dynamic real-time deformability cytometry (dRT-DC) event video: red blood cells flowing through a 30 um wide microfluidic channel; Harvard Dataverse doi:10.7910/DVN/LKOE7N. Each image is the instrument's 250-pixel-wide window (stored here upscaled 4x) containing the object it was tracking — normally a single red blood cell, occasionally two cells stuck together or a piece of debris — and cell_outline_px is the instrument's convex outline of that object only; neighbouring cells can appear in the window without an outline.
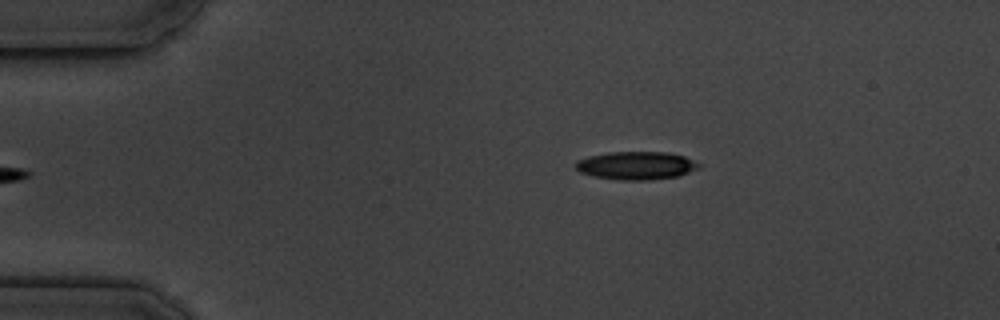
{"species": "common noctule bat (a hibernating species)", "species_latin": "Nyctalus noctula", "temperature_condition": "cold", "stored_images_in_passage": 8, "camera_frame_rate_fps": 3000, "um_per_image_px": 0.085, "animal": {"sex": "male", "body_mass_g": 19.5, "forearm_length_mm": 54.6}, "frame": {"image": 1, "passage_image": 1, "time_ms": 0.0, "image_size_px": [1000, 320], "cell_outline_px": [[704, 164], [700, 168], [676, 176], [648, 180], [620, 180], [592, 176], [580, 172], [576, 168], [576, 160], [588, 156], [608, 152], [668, 152], [684, 156]], "centroid_in_image_um": [54.09, 14.06], "position_along_channel_um": 30.9, "area_um2": 20.29}}
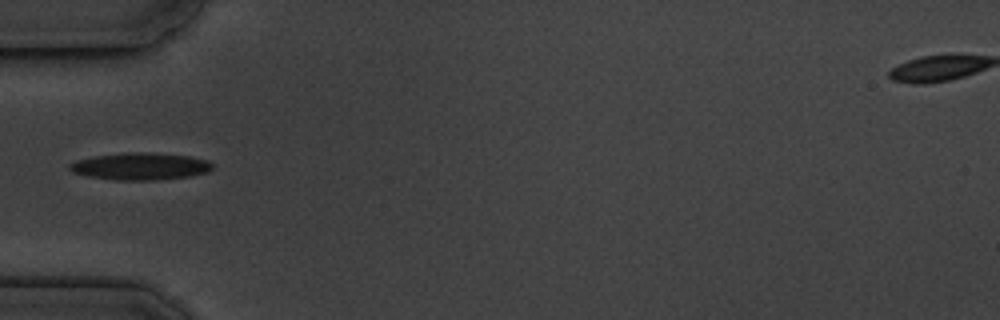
{"frame": {"image": 2, "passage_image": 3, "time_ms": 2.667, "image_size_px": [1000, 320], "cell_outline_px": [[212, 168], [208, 172], [188, 176], [152, 180], [116, 180], [88, 176], [72, 172], [68, 168], [68, 164], [76, 160], [96, 156], [132, 152], [148, 152], [188, 156], [208, 160], [212, 164]], "centroid_in_image_um": [11.91, 14.14], "position_along_channel_um": 73.1, "area_um2": 22.37}}
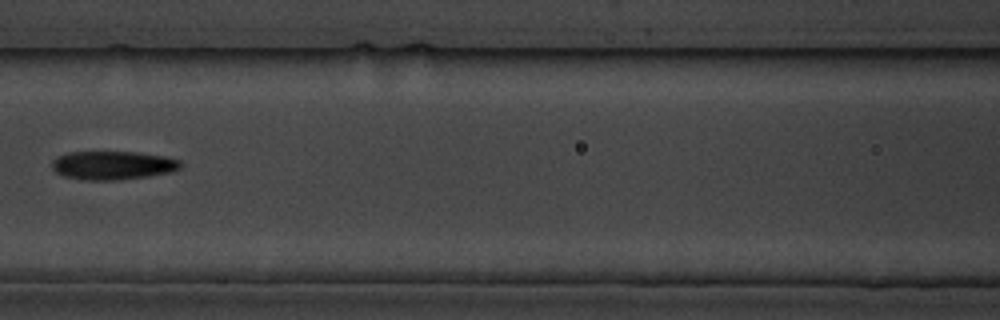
{"frame": {"image": 3, "passage_image": 5, "time_ms": 5.0, "image_size_px": [1000, 320], "cell_outline_px": [[180, 168], [168, 172], [148, 176], [120, 180], [84, 180], [60, 176], [52, 168], [52, 160], [68, 152], [136, 152], [164, 156], [180, 160]], "centroid_in_image_um": [9.54, 14.06], "position_along_channel_um": 157.1, "area_um2": 21.39}}